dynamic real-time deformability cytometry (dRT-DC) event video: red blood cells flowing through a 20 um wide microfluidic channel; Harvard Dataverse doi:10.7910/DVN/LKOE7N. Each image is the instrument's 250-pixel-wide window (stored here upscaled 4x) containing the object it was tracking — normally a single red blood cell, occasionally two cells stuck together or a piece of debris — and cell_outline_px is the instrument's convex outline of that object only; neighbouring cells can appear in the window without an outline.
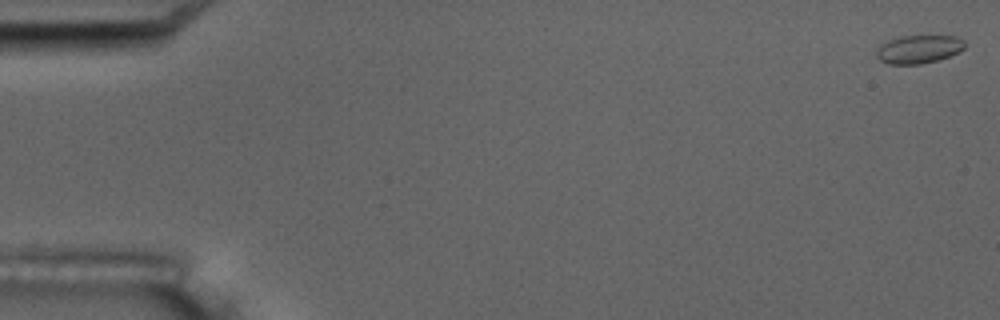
{"species": "common noctule bat (a hibernating species)", "species_latin": "Nyctalus noctula", "temperature_condition": "room temperature", "stored_images_in_passage": 4, "camera_frame_rate_fps": 3000, "um_per_image_px": 0.085, "animal": {"sex": "male", "body_mass_g": 17.5, "forearm_length_mm": 52.3}, "frame": {"image": 1, "passage_image": 1, "time_ms": 0.0, "image_size_px": [1000, 320], "cell_outline_px": [[964, 48], [960, 52], [936, 60], [920, 64], [888, 64], [880, 60], [876, 56], [876, 52], [888, 40], [904, 36], [956, 36], [964, 40]], "centroid_in_image_um": [78.12, 4.19], "position_along_channel_um": 6.9, "area_um2": 14.28}}